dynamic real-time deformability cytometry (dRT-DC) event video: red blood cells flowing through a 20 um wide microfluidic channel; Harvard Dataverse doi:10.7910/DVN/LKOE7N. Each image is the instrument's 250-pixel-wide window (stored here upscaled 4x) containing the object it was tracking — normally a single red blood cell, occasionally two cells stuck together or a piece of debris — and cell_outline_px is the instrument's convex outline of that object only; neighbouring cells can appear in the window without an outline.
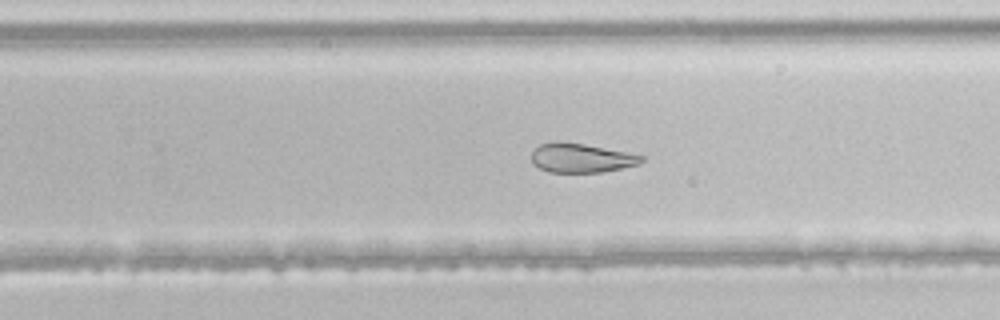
{"species": "common noctule bat (a hibernating species)", "species_latin": "Nyctalus noctula", "temperature_condition": "room temperature", "stored_images_in_passage": 24, "camera_frame_rate_fps": 3000, "um_per_image_px": 0.085, "animal": {"sex": "male", "body_mass_g": 21.5, "forearm_length_mm": 52.0}, "frame": {"image": 1, "passage_image": 17, "time_ms": 5.333, "image_size_px": [1000, 320], "cell_outline_px": [[644, 160], [640, 164], [624, 168], [604, 172], [548, 172], [532, 164], [532, 152], [540, 144], [584, 144], [644, 156]], "centroid_in_image_um": [49.45, 13.48], "position_along_channel_um": 280.4, "area_um2": 18.09}}